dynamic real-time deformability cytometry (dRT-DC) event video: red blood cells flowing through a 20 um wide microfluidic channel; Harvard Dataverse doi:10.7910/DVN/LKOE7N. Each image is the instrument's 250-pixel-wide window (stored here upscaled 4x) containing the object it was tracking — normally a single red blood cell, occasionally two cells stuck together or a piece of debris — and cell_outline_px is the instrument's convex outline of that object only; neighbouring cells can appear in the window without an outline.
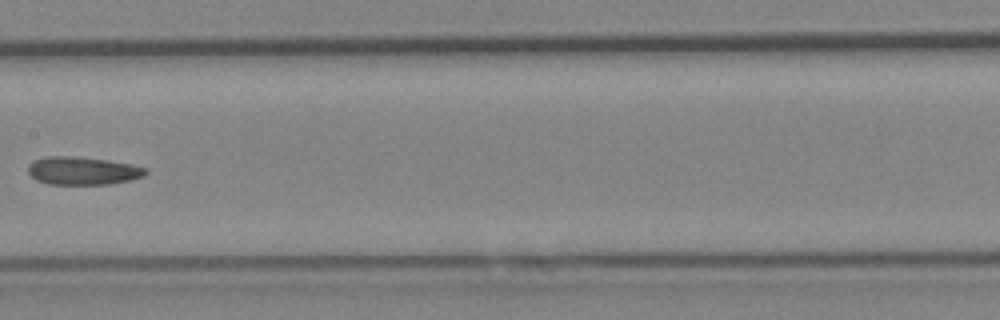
{"species": "Egyptian fruit bat (a non-hibernating species)", "species_latin": "Rousettus aegyptiacus", "temperature_condition": "cold", "stored_images_in_passage": 6, "camera_frame_rate_fps": 3000, "um_per_image_px": 0.085, "animal": {"sex": "female"}, "frame": {"image": 1, "passage_image": 6, "time_ms": 6.667, "image_size_px": [1000, 320], "cell_outline_px": [[148, 172], [144, 176], [128, 180], [108, 184], [48, 184], [36, 180], [28, 172], [28, 164], [32, 160], [48, 156], [76, 156], [108, 160], [132, 164], [148, 168]], "centroid_in_image_um": [7.02, 14.5], "position_along_channel_um": 200.4, "area_um2": 19.31}}